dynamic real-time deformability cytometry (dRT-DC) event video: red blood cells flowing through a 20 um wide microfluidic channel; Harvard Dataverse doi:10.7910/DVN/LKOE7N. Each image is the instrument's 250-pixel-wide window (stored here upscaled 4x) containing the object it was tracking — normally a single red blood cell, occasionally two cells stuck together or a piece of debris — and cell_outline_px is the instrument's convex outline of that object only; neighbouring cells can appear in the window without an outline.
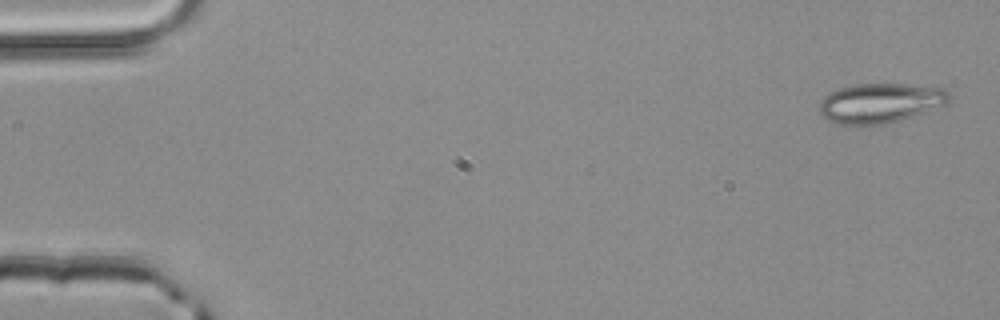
{"species": "common noctule bat (a hibernating species)", "species_latin": "Nyctalus noctula", "temperature_condition": "room temperature", "stored_images_in_passage": 3, "camera_frame_rate_fps": 3000, "um_per_image_px": 0.085, "animal": {"sex": "male", "body_mass_g": 20.4}, "frame": {"image": 1, "passage_image": 1, "time_ms": 0.0, "image_size_px": [1000, 320], "cell_outline_px": [[952, 96], [948, 104], [900, 120], [880, 124], [836, 124], [828, 120], [820, 112], [820, 100], [828, 92], [840, 88], [856, 84], [904, 84], [948, 88]], "centroid_in_image_um": [74.87, 8.74], "position_along_channel_um": 10.1, "area_um2": 30.11}}